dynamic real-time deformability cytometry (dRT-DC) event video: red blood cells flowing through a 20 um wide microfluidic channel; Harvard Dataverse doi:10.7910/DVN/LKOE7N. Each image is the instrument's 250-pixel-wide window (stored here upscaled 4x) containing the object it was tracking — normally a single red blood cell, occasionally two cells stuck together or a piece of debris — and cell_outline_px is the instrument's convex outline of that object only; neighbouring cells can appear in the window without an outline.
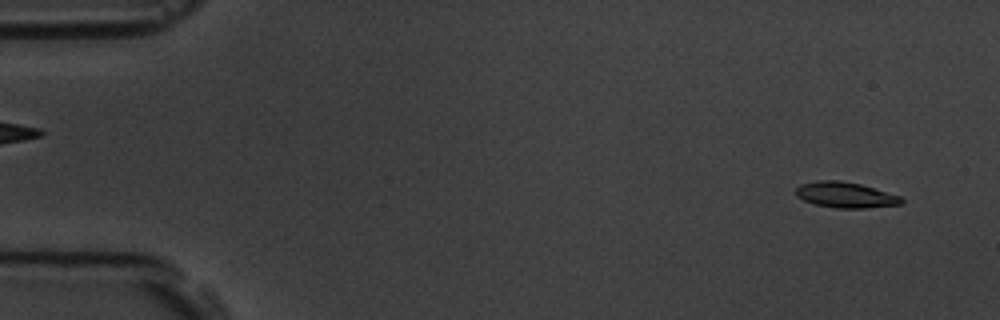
{"species": "common noctule bat (a hibernating species)", "species_latin": "Nyctalus noctula", "temperature_condition": "room temperature", "stored_images_in_passage": 55, "camera_frame_rate_fps": 3000, "um_per_image_px": 0.085, "animal": {"sex": "male", "body_mass_g": 19.5, "forearm_length_mm": 54.6}, "frame": {"image": 1, "passage_image": 3, "time_ms": 0.667, "image_size_px": [1000, 320], "cell_outline_px": [[904, 200], [900, 204], [868, 208], [836, 208], [816, 204], [804, 200], [796, 196], [796, 188], [800, 184], [816, 180], [840, 180], [860, 184], [900, 196]], "centroid_in_image_um": [71.84, 16.56], "position_along_channel_um": 13.2, "area_um2": 15.72}}
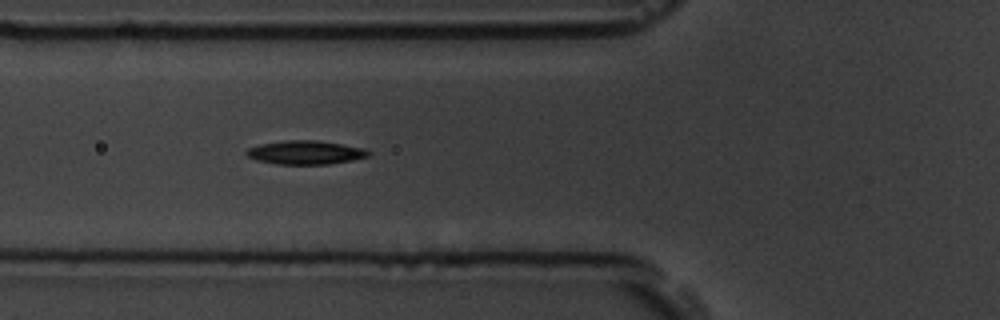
{"frame": {"image": 2, "passage_image": 20, "time_ms": 6.333, "image_size_px": [1000, 320], "cell_outline_px": [[372, 152], [368, 156], [352, 160], [328, 164], [276, 164], [256, 160], [248, 156], [244, 152], [248, 148], [260, 144], [284, 140], [316, 140], [364, 148]], "centroid_in_image_um": [25.94, 12.96], "position_along_channel_um": 99.9, "area_um2": 16.82}}
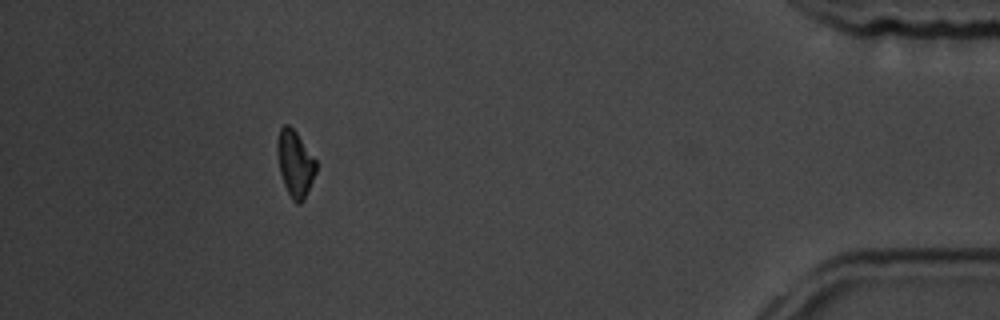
{"frame": {"image": 3, "passage_image": 50, "time_ms": 16.333, "image_size_px": [1000, 320], "cell_outline_px": [[316, 172], [304, 200], [300, 204], [296, 204], [292, 200], [284, 184], [280, 172], [276, 152], [276, 140], [280, 128], [284, 124], [288, 124], [296, 132], [316, 160]], "centroid_in_image_um": [25.06, 13.9], "position_along_channel_um": 410.1, "area_um2": 15.03}, "authors_computed_cell_mechanics": {"area_um2": 16.0106, "velocity_mm_per_s": 3.6692, "shape_relaxation_time_tau1_ms": 5.8319, "shape_relaxation_time_tau2_ms": null, "deformation_change_tau1": 0.1488, "deformation_change_tau2": null}}